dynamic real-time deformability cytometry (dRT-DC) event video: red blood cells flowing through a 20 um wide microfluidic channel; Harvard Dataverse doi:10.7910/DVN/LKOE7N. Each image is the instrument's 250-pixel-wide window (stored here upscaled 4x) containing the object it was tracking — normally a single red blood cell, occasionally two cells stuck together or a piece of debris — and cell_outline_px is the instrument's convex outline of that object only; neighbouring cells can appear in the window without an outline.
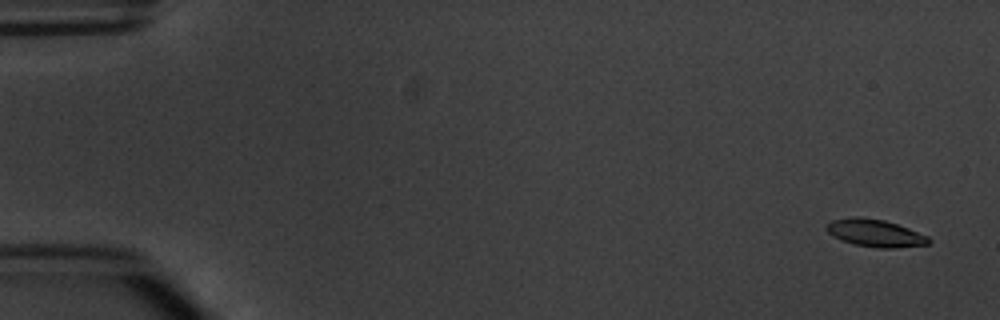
{"species": "common noctule bat (a hibernating species)", "species_latin": "Nyctalus noctula", "temperature_condition": "warm", "stored_images_in_passage": 5, "camera_frame_rate_fps": 3000, "um_per_image_px": 0.085, "animal": {"sex": "male", "body_mass_g": 20.1, "forearm_length_mm": 53.5}, "frame": {"image": 1, "passage_image": 1, "time_ms": 0.0, "image_size_px": [1000, 320], "cell_outline_px": [[932, 240], [928, 244], [896, 248], [880, 248], [856, 244], [840, 240], [832, 236], [824, 228], [832, 220], [852, 216], [860, 216], [884, 220], [908, 228], [928, 236]], "centroid_in_image_um": [74.37, 19.8], "position_along_channel_um": 10.6, "area_um2": 16.36}}